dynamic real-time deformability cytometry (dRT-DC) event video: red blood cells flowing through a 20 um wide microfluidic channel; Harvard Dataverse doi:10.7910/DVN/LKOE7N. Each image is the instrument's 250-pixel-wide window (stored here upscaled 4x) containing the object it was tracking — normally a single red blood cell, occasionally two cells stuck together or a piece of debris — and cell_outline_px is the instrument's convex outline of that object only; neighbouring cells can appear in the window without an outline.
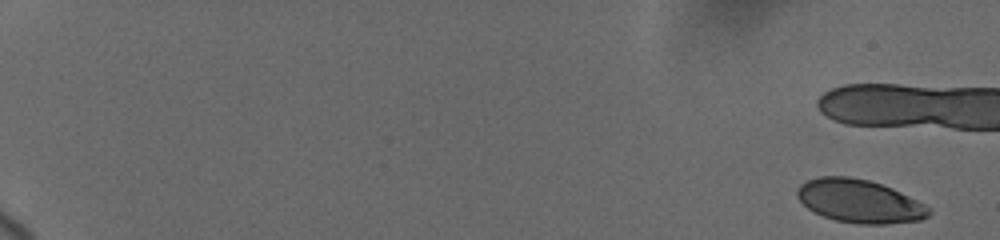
{"species": "human", "species_latin": "Homo sapiens", "temperature_condition": "cold", "stored_images_in_passage": 11, "camera_frame_rate_fps": 3000, "um_per_image_px": 0.085, "donor": {"sex": "female"}, "frame": {"image": 1, "passage_image": 1, "time_ms": 0.0, "image_size_px": [1000, 240], "cell_outline_px": [[932, 212], [928, 216], [920, 220], [888, 224], [856, 224], [836, 220], [824, 216], [808, 208], [796, 196], [796, 188], [800, 184], [808, 180], [820, 176], [848, 176], [868, 180], [892, 188], [924, 204]], "centroid_in_image_um": [73.04, 17.1], "position_along_channel_um": 12.0, "area_um2": 33.0}}